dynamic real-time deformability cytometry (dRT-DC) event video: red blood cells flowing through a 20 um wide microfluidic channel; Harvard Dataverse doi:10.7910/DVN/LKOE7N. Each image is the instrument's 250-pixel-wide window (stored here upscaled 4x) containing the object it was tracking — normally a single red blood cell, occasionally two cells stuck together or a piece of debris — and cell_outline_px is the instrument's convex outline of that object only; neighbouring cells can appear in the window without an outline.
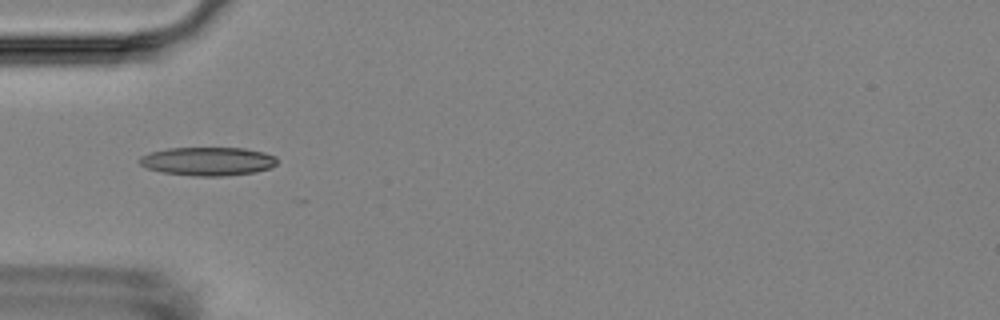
{"species": "Egyptian fruit bat (a non-hibernating species)", "species_latin": "Rousettus aegyptiacus", "temperature_condition": "room temperature", "stored_images_in_passage": 9, "camera_frame_rate_fps": 3000, "um_per_image_px": 0.085, "animal": {"sex": "female"}, "frame": {"image": 1, "passage_image": 5, "time_ms": 4.333, "image_size_px": [1000, 320], "cell_outline_px": [[276, 164], [268, 168], [256, 172], [224, 176], [196, 176], [164, 172], [148, 168], [140, 164], [140, 156], [152, 152], [168, 148], [244, 148], [264, 152], [276, 156]], "centroid_in_image_um": [17.69, 13.7], "position_along_channel_um": 67.3, "area_um2": 22.66}}
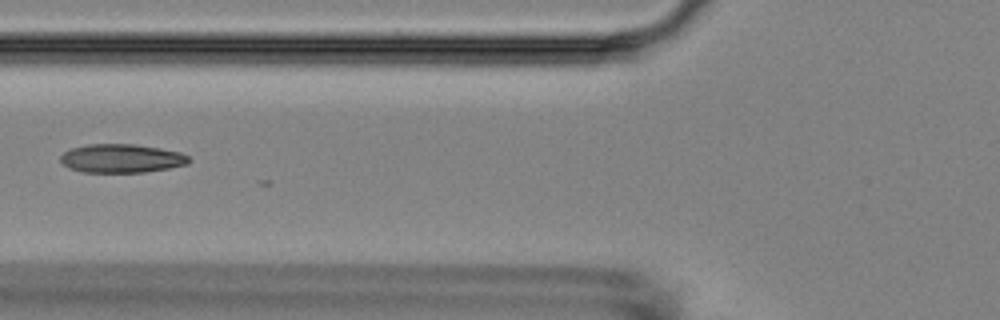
{"frame": {"image": 2, "passage_image": 6, "time_ms": 5.667, "image_size_px": [1000, 320], "cell_outline_px": [[192, 160], [188, 164], [168, 168], [144, 172], [84, 172], [68, 168], [60, 160], [60, 156], [64, 152], [72, 148], [88, 144], [136, 144], [160, 148], [180, 152], [188, 156]], "centroid_in_image_um": [10.34, 13.46], "position_along_channel_um": 115.5, "area_um2": 21.44}}
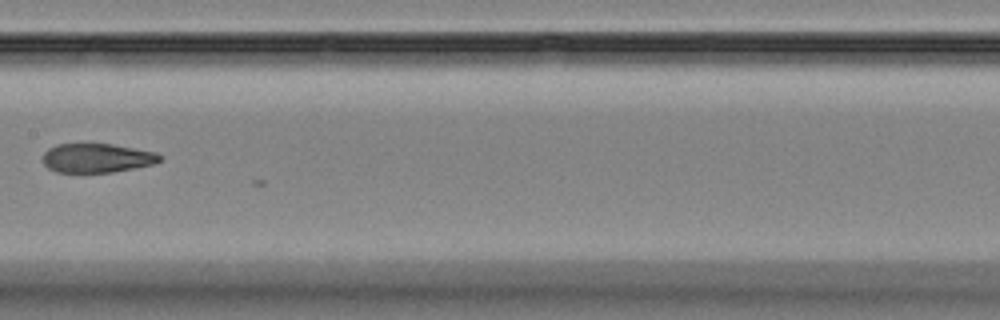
{"frame": {"image": 3, "passage_image": 8, "time_ms": 8.0, "image_size_px": [1000, 320], "cell_outline_px": [[160, 160], [156, 164], [136, 168], [112, 172], [56, 172], [48, 168], [44, 164], [44, 152], [48, 148], [56, 144], [112, 144], [156, 152], [160, 156]], "centroid_in_image_um": [8.24, 13.43], "position_along_channel_um": 199.2, "area_um2": 19.83}}